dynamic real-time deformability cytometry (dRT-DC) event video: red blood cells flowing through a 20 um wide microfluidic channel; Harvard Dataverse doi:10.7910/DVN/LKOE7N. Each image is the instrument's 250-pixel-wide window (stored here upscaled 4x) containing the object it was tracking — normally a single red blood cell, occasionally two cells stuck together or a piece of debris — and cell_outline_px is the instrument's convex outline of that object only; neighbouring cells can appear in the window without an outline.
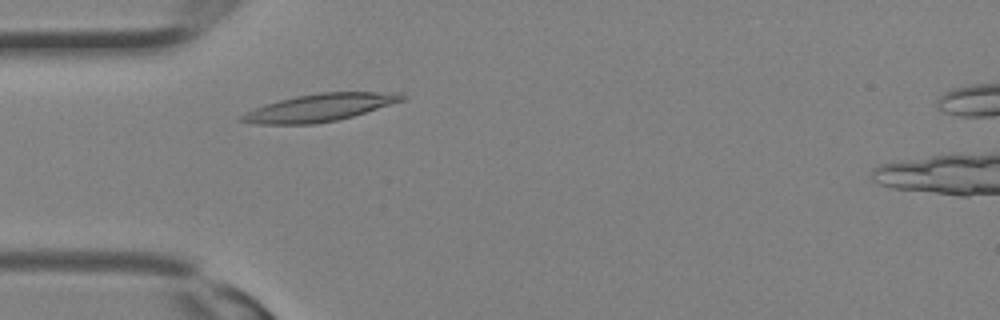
{"species": "Egyptian fruit bat (a non-hibernating species)", "species_latin": "Rousettus aegyptiacus", "temperature_condition": "room temperature", "stored_images_in_passage": 9, "camera_frame_rate_fps": 3000, "um_per_image_px": 0.085, "animal": {"sex": "female"}, "frame": {"image": 1, "passage_image": 2, "time_ms": 0.333, "image_size_px": [1000, 320], "cell_outline_px": [[408, 96], [404, 100], [352, 116], [336, 120], [312, 124], [256, 124], [236, 120], [240, 116], [256, 108], [280, 100], [296, 96], [320, 92], [400, 92]], "centroid_in_image_um": [27.2, 9.14], "position_along_channel_um": 57.8, "area_um2": 25.37}}